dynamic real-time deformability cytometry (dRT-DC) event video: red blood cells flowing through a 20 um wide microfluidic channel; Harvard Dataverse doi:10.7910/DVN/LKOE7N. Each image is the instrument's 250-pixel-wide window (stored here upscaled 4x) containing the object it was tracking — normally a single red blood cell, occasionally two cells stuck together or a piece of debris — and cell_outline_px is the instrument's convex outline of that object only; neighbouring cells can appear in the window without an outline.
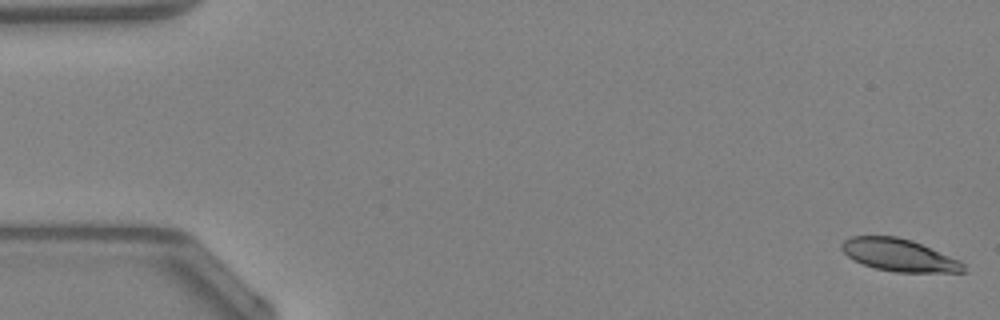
{"species": "Egyptian fruit bat (a non-hibernating species)", "species_latin": "Rousettus aegyptiacus", "temperature_condition": "warm", "stored_images_in_passage": 49, "camera_frame_rate_fps": 3000, "um_per_image_px": 0.085, "animal": {"sex": "female"}, "frame": {"image": 1, "passage_image": 1, "time_ms": 0.0, "image_size_px": [1000, 320], "cell_outline_px": [[964, 272], [896, 272], [876, 268], [864, 264], [848, 256], [840, 248], [840, 244], [844, 240], [852, 236], [896, 236], [912, 240], [960, 260], [964, 264]], "centroid_in_image_um": [76.42, 21.67], "position_along_channel_um": 8.6, "area_um2": 22.77}}
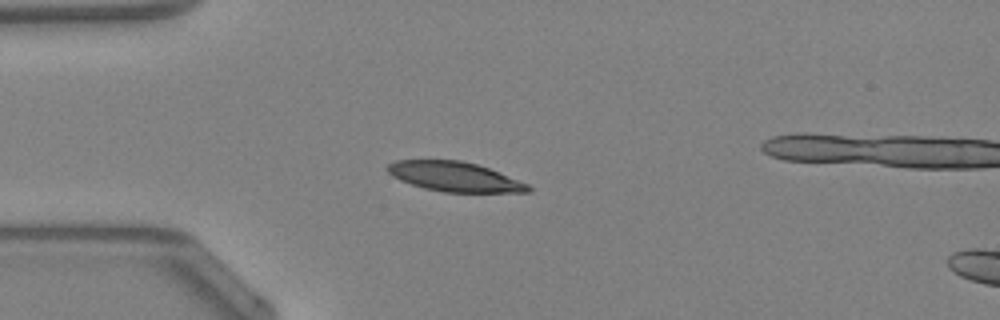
{"frame": {"image": 2, "passage_image": 13, "time_ms": 4.0, "image_size_px": [1000, 320], "cell_outline_px": [[532, 192], [444, 192], [424, 188], [400, 180], [392, 176], [384, 168], [388, 164], [396, 160], [460, 160], [476, 164], [488, 168], [528, 184], [532, 188]], "centroid_in_image_um": [38.61, 15.02], "position_along_channel_um": 46.4, "area_um2": 24.16}}
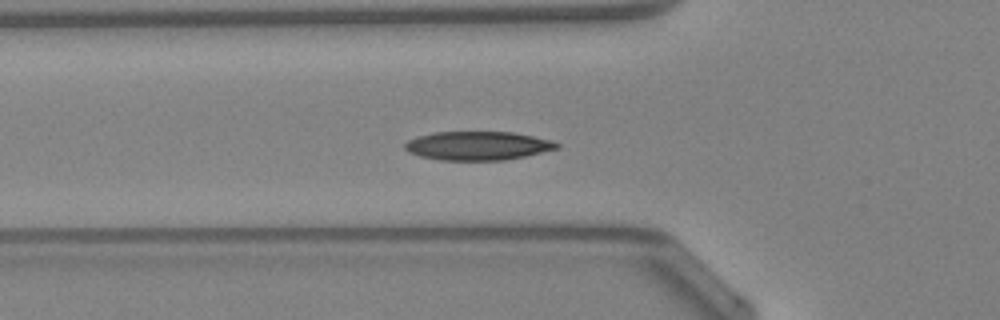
{"frame": {"image": 3, "passage_image": 17, "time_ms": 5.333, "image_size_px": [1000, 320], "cell_outline_px": [[560, 148], [524, 156], [504, 160], [440, 160], [420, 156], [408, 152], [404, 148], [404, 144], [408, 140], [420, 136], [436, 132], [512, 132], [532, 136], [548, 140], [560, 144]], "centroid_in_image_um": [40.59, 12.39], "position_along_channel_um": 85.2, "area_um2": 25.2}}